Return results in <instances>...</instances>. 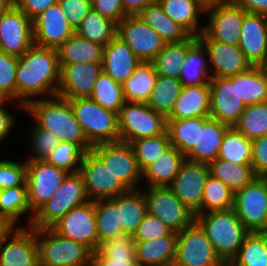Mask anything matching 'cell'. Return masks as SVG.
Returning a JSON list of instances; mask_svg holds the SVG:
<instances>
[{
	"label": "cell",
	"mask_w": 267,
	"mask_h": 266,
	"mask_svg": "<svg viewBox=\"0 0 267 266\" xmlns=\"http://www.w3.org/2000/svg\"><path fill=\"white\" fill-rule=\"evenodd\" d=\"M91 3L93 10L117 24L127 16L121 0H91Z\"/></svg>",
	"instance_id": "cell-58"
},
{
	"label": "cell",
	"mask_w": 267,
	"mask_h": 266,
	"mask_svg": "<svg viewBox=\"0 0 267 266\" xmlns=\"http://www.w3.org/2000/svg\"><path fill=\"white\" fill-rule=\"evenodd\" d=\"M59 0H14V4L31 20Z\"/></svg>",
	"instance_id": "cell-59"
},
{
	"label": "cell",
	"mask_w": 267,
	"mask_h": 266,
	"mask_svg": "<svg viewBox=\"0 0 267 266\" xmlns=\"http://www.w3.org/2000/svg\"><path fill=\"white\" fill-rule=\"evenodd\" d=\"M209 175L210 168L208 163L185 160L169 186L177 198L195 216L201 214L203 188Z\"/></svg>",
	"instance_id": "cell-16"
},
{
	"label": "cell",
	"mask_w": 267,
	"mask_h": 266,
	"mask_svg": "<svg viewBox=\"0 0 267 266\" xmlns=\"http://www.w3.org/2000/svg\"><path fill=\"white\" fill-rule=\"evenodd\" d=\"M238 47L252 66L267 59V16L244 11Z\"/></svg>",
	"instance_id": "cell-24"
},
{
	"label": "cell",
	"mask_w": 267,
	"mask_h": 266,
	"mask_svg": "<svg viewBox=\"0 0 267 266\" xmlns=\"http://www.w3.org/2000/svg\"><path fill=\"white\" fill-rule=\"evenodd\" d=\"M39 266H92V251L58 235L51 228L36 229Z\"/></svg>",
	"instance_id": "cell-6"
},
{
	"label": "cell",
	"mask_w": 267,
	"mask_h": 266,
	"mask_svg": "<svg viewBox=\"0 0 267 266\" xmlns=\"http://www.w3.org/2000/svg\"><path fill=\"white\" fill-rule=\"evenodd\" d=\"M210 175L219 179L232 192L243 189L255 178L252 165H240L222 159H216L209 163Z\"/></svg>",
	"instance_id": "cell-41"
},
{
	"label": "cell",
	"mask_w": 267,
	"mask_h": 266,
	"mask_svg": "<svg viewBox=\"0 0 267 266\" xmlns=\"http://www.w3.org/2000/svg\"><path fill=\"white\" fill-rule=\"evenodd\" d=\"M252 166L256 177L267 178V136L252 141Z\"/></svg>",
	"instance_id": "cell-57"
},
{
	"label": "cell",
	"mask_w": 267,
	"mask_h": 266,
	"mask_svg": "<svg viewBox=\"0 0 267 266\" xmlns=\"http://www.w3.org/2000/svg\"><path fill=\"white\" fill-rule=\"evenodd\" d=\"M262 69L265 72V75L267 76V59L265 60V62L261 65Z\"/></svg>",
	"instance_id": "cell-66"
},
{
	"label": "cell",
	"mask_w": 267,
	"mask_h": 266,
	"mask_svg": "<svg viewBox=\"0 0 267 266\" xmlns=\"http://www.w3.org/2000/svg\"><path fill=\"white\" fill-rule=\"evenodd\" d=\"M186 157L171 146L142 171V179L151 186H170Z\"/></svg>",
	"instance_id": "cell-30"
},
{
	"label": "cell",
	"mask_w": 267,
	"mask_h": 266,
	"mask_svg": "<svg viewBox=\"0 0 267 266\" xmlns=\"http://www.w3.org/2000/svg\"><path fill=\"white\" fill-rule=\"evenodd\" d=\"M157 76L152 62H141L122 84L125 102L147 103Z\"/></svg>",
	"instance_id": "cell-36"
},
{
	"label": "cell",
	"mask_w": 267,
	"mask_h": 266,
	"mask_svg": "<svg viewBox=\"0 0 267 266\" xmlns=\"http://www.w3.org/2000/svg\"><path fill=\"white\" fill-rule=\"evenodd\" d=\"M89 98L116 113H119L125 103L122 84L113 80L104 71L99 74Z\"/></svg>",
	"instance_id": "cell-47"
},
{
	"label": "cell",
	"mask_w": 267,
	"mask_h": 266,
	"mask_svg": "<svg viewBox=\"0 0 267 266\" xmlns=\"http://www.w3.org/2000/svg\"><path fill=\"white\" fill-rule=\"evenodd\" d=\"M208 16L203 32L212 40L238 46L244 19V10L234 1L205 11Z\"/></svg>",
	"instance_id": "cell-19"
},
{
	"label": "cell",
	"mask_w": 267,
	"mask_h": 266,
	"mask_svg": "<svg viewBox=\"0 0 267 266\" xmlns=\"http://www.w3.org/2000/svg\"><path fill=\"white\" fill-rule=\"evenodd\" d=\"M124 12L127 15H138L148 4L150 0H121Z\"/></svg>",
	"instance_id": "cell-62"
},
{
	"label": "cell",
	"mask_w": 267,
	"mask_h": 266,
	"mask_svg": "<svg viewBox=\"0 0 267 266\" xmlns=\"http://www.w3.org/2000/svg\"><path fill=\"white\" fill-rule=\"evenodd\" d=\"M233 209L250 232H267V178L256 177L237 191Z\"/></svg>",
	"instance_id": "cell-10"
},
{
	"label": "cell",
	"mask_w": 267,
	"mask_h": 266,
	"mask_svg": "<svg viewBox=\"0 0 267 266\" xmlns=\"http://www.w3.org/2000/svg\"><path fill=\"white\" fill-rule=\"evenodd\" d=\"M171 232L161 220L147 213L132 237L134 241H149L167 236Z\"/></svg>",
	"instance_id": "cell-55"
},
{
	"label": "cell",
	"mask_w": 267,
	"mask_h": 266,
	"mask_svg": "<svg viewBox=\"0 0 267 266\" xmlns=\"http://www.w3.org/2000/svg\"><path fill=\"white\" fill-rule=\"evenodd\" d=\"M234 194L219 179L209 175L203 188L201 214L232 209Z\"/></svg>",
	"instance_id": "cell-48"
},
{
	"label": "cell",
	"mask_w": 267,
	"mask_h": 266,
	"mask_svg": "<svg viewBox=\"0 0 267 266\" xmlns=\"http://www.w3.org/2000/svg\"><path fill=\"white\" fill-rule=\"evenodd\" d=\"M234 127L251 141L267 136V102L246 106Z\"/></svg>",
	"instance_id": "cell-49"
},
{
	"label": "cell",
	"mask_w": 267,
	"mask_h": 266,
	"mask_svg": "<svg viewBox=\"0 0 267 266\" xmlns=\"http://www.w3.org/2000/svg\"><path fill=\"white\" fill-rule=\"evenodd\" d=\"M217 159L240 165H252V141L234 126L229 127L224 134Z\"/></svg>",
	"instance_id": "cell-44"
},
{
	"label": "cell",
	"mask_w": 267,
	"mask_h": 266,
	"mask_svg": "<svg viewBox=\"0 0 267 266\" xmlns=\"http://www.w3.org/2000/svg\"><path fill=\"white\" fill-rule=\"evenodd\" d=\"M210 117H191L186 119L167 120V131L171 146L186 156L198 145L199 126Z\"/></svg>",
	"instance_id": "cell-38"
},
{
	"label": "cell",
	"mask_w": 267,
	"mask_h": 266,
	"mask_svg": "<svg viewBox=\"0 0 267 266\" xmlns=\"http://www.w3.org/2000/svg\"><path fill=\"white\" fill-rule=\"evenodd\" d=\"M197 39L206 48L212 78L234 76L252 67L238 46L214 41L204 32Z\"/></svg>",
	"instance_id": "cell-20"
},
{
	"label": "cell",
	"mask_w": 267,
	"mask_h": 266,
	"mask_svg": "<svg viewBox=\"0 0 267 266\" xmlns=\"http://www.w3.org/2000/svg\"><path fill=\"white\" fill-rule=\"evenodd\" d=\"M95 219L98 231V248L111 238L125 235L119 217V195L111 199L95 200Z\"/></svg>",
	"instance_id": "cell-37"
},
{
	"label": "cell",
	"mask_w": 267,
	"mask_h": 266,
	"mask_svg": "<svg viewBox=\"0 0 267 266\" xmlns=\"http://www.w3.org/2000/svg\"><path fill=\"white\" fill-rule=\"evenodd\" d=\"M141 188L119 195V217L125 234L133 236L147 214V203Z\"/></svg>",
	"instance_id": "cell-40"
},
{
	"label": "cell",
	"mask_w": 267,
	"mask_h": 266,
	"mask_svg": "<svg viewBox=\"0 0 267 266\" xmlns=\"http://www.w3.org/2000/svg\"><path fill=\"white\" fill-rule=\"evenodd\" d=\"M33 45V21L14 4L0 16V50L19 57Z\"/></svg>",
	"instance_id": "cell-17"
},
{
	"label": "cell",
	"mask_w": 267,
	"mask_h": 266,
	"mask_svg": "<svg viewBox=\"0 0 267 266\" xmlns=\"http://www.w3.org/2000/svg\"><path fill=\"white\" fill-rule=\"evenodd\" d=\"M141 63L131 48L117 35L104 47L102 70L123 84Z\"/></svg>",
	"instance_id": "cell-25"
},
{
	"label": "cell",
	"mask_w": 267,
	"mask_h": 266,
	"mask_svg": "<svg viewBox=\"0 0 267 266\" xmlns=\"http://www.w3.org/2000/svg\"><path fill=\"white\" fill-rule=\"evenodd\" d=\"M57 96L65 99L90 97L102 70V63L60 64Z\"/></svg>",
	"instance_id": "cell-23"
},
{
	"label": "cell",
	"mask_w": 267,
	"mask_h": 266,
	"mask_svg": "<svg viewBox=\"0 0 267 266\" xmlns=\"http://www.w3.org/2000/svg\"><path fill=\"white\" fill-rule=\"evenodd\" d=\"M220 259L228 265L250 231L242 224L234 209L196 215Z\"/></svg>",
	"instance_id": "cell-3"
},
{
	"label": "cell",
	"mask_w": 267,
	"mask_h": 266,
	"mask_svg": "<svg viewBox=\"0 0 267 266\" xmlns=\"http://www.w3.org/2000/svg\"><path fill=\"white\" fill-rule=\"evenodd\" d=\"M34 45L57 49L75 34L59 2L52 4L33 20Z\"/></svg>",
	"instance_id": "cell-22"
},
{
	"label": "cell",
	"mask_w": 267,
	"mask_h": 266,
	"mask_svg": "<svg viewBox=\"0 0 267 266\" xmlns=\"http://www.w3.org/2000/svg\"><path fill=\"white\" fill-rule=\"evenodd\" d=\"M65 18L74 30L81 24L83 18L92 9L91 0H59Z\"/></svg>",
	"instance_id": "cell-56"
},
{
	"label": "cell",
	"mask_w": 267,
	"mask_h": 266,
	"mask_svg": "<svg viewBox=\"0 0 267 266\" xmlns=\"http://www.w3.org/2000/svg\"><path fill=\"white\" fill-rule=\"evenodd\" d=\"M239 98L245 106L267 102V76L261 66H252L234 75Z\"/></svg>",
	"instance_id": "cell-34"
},
{
	"label": "cell",
	"mask_w": 267,
	"mask_h": 266,
	"mask_svg": "<svg viewBox=\"0 0 267 266\" xmlns=\"http://www.w3.org/2000/svg\"><path fill=\"white\" fill-rule=\"evenodd\" d=\"M159 5L164 13L181 26L190 36L198 37L204 30L200 26V15L205 10L196 0H160Z\"/></svg>",
	"instance_id": "cell-31"
},
{
	"label": "cell",
	"mask_w": 267,
	"mask_h": 266,
	"mask_svg": "<svg viewBox=\"0 0 267 266\" xmlns=\"http://www.w3.org/2000/svg\"><path fill=\"white\" fill-rule=\"evenodd\" d=\"M177 247V233L162 238L135 241L136 260L140 266H173Z\"/></svg>",
	"instance_id": "cell-29"
},
{
	"label": "cell",
	"mask_w": 267,
	"mask_h": 266,
	"mask_svg": "<svg viewBox=\"0 0 267 266\" xmlns=\"http://www.w3.org/2000/svg\"><path fill=\"white\" fill-rule=\"evenodd\" d=\"M130 145L141 171L171 147L168 131L161 135L136 139Z\"/></svg>",
	"instance_id": "cell-50"
},
{
	"label": "cell",
	"mask_w": 267,
	"mask_h": 266,
	"mask_svg": "<svg viewBox=\"0 0 267 266\" xmlns=\"http://www.w3.org/2000/svg\"><path fill=\"white\" fill-rule=\"evenodd\" d=\"M147 213L157 217L173 232L179 233L196 221L190 211L169 186H151L143 189Z\"/></svg>",
	"instance_id": "cell-8"
},
{
	"label": "cell",
	"mask_w": 267,
	"mask_h": 266,
	"mask_svg": "<svg viewBox=\"0 0 267 266\" xmlns=\"http://www.w3.org/2000/svg\"><path fill=\"white\" fill-rule=\"evenodd\" d=\"M69 101L91 146L120 141L118 113L103 108L89 97L73 98Z\"/></svg>",
	"instance_id": "cell-4"
},
{
	"label": "cell",
	"mask_w": 267,
	"mask_h": 266,
	"mask_svg": "<svg viewBox=\"0 0 267 266\" xmlns=\"http://www.w3.org/2000/svg\"><path fill=\"white\" fill-rule=\"evenodd\" d=\"M79 172L90 201L111 199L128 191L92 150L84 154Z\"/></svg>",
	"instance_id": "cell-15"
},
{
	"label": "cell",
	"mask_w": 267,
	"mask_h": 266,
	"mask_svg": "<svg viewBox=\"0 0 267 266\" xmlns=\"http://www.w3.org/2000/svg\"><path fill=\"white\" fill-rule=\"evenodd\" d=\"M91 150L128 190L139 189L142 171L129 143L123 141L101 143L92 146Z\"/></svg>",
	"instance_id": "cell-11"
},
{
	"label": "cell",
	"mask_w": 267,
	"mask_h": 266,
	"mask_svg": "<svg viewBox=\"0 0 267 266\" xmlns=\"http://www.w3.org/2000/svg\"><path fill=\"white\" fill-rule=\"evenodd\" d=\"M206 55V48L199 40L187 50L179 76L183 86L209 85L212 75Z\"/></svg>",
	"instance_id": "cell-32"
},
{
	"label": "cell",
	"mask_w": 267,
	"mask_h": 266,
	"mask_svg": "<svg viewBox=\"0 0 267 266\" xmlns=\"http://www.w3.org/2000/svg\"><path fill=\"white\" fill-rule=\"evenodd\" d=\"M209 85L210 117L230 127L234 126L246 106L238 96L237 83H233V76L211 78Z\"/></svg>",
	"instance_id": "cell-21"
},
{
	"label": "cell",
	"mask_w": 267,
	"mask_h": 266,
	"mask_svg": "<svg viewBox=\"0 0 267 266\" xmlns=\"http://www.w3.org/2000/svg\"><path fill=\"white\" fill-rule=\"evenodd\" d=\"M120 141L131 143L164 134L167 118L150 108L147 103L125 102L118 113Z\"/></svg>",
	"instance_id": "cell-7"
},
{
	"label": "cell",
	"mask_w": 267,
	"mask_h": 266,
	"mask_svg": "<svg viewBox=\"0 0 267 266\" xmlns=\"http://www.w3.org/2000/svg\"><path fill=\"white\" fill-rule=\"evenodd\" d=\"M8 100H0V142L5 140L9 134H11V130L13 129V125H15L16 119L14 115L9 113L4 107L5 103Z\"/></svg>",
	"instance_id": "cell-60"
},
{
	"label": "cell",
	"mask_w": 267,
	"mask_h": 266,
	"mask_svg": "<svg viewBox=\"0 0 267 266\" xmlns=\"http://www.w3.org/2000/svg\"><path fill=\"white\" fill-rule=\"evenodd\" d=\"M75 34L105 47L117 35V23L91 9L76 28Z\"/></svg>",
	"instance_id": "cell-42"
},
{
	"label": "cell",
	"mask_w": 267,
	"mask_h": 266,
	"mask_svg": "<svg viewBox=\"0 0 267 266\" xmlns=\"http://www.w3.org/2000/svg\"><path fill=\"white\" fill-rule=\"evenodd\" d=\"M30 138V148L32 154L27 158L29 160H45L50 152L56 147L60 142L59 138L55 133L49 132L42 128H38L33 124L31 128Z\"/></svg>",
	"instance_id": "cell-53"
},
{
	"label": "cell",
	"mask_w": 267,
	"mask_h": 266,
	"mask_svg": "<svg viewBox=\"0 0 267 266\" xmlns=\"http://www.w3.org/2000/svg\"><path fill=\"white\" fill-rule=\"evenodd\" d=\"M197 40V37L189 36L182 42L166 43L164 48L152 61L156 74L179 80L181 68L186 59L187 50Z\"/></svg>",
	"instance_id": "cell-35"
},
{
	"label": "cell",
	"mask_w": 267,
	"mask_h": 266,
	"mask_svg": "<svg viewBox=\"0 0 267 266\" xmlns=\"http://www.w3.org/2000/svg\"><path fill=\"white\" fill-rule=\"evenodd\" d=\"M92 266H140L133 237L125 234L101 243L92 253Z\"/></svg>",
	"instance_id": "cell-26"
},
{
	"label": "cell",
	"mask_w": 267,
	"mask_h": 266,
	"mask_svg": "<svg viewBox=\"0 0 267 266\" xmlns=\"http://www.w3.org/2000/svg\"><path fill=\"white\" fill-rule=\"evenodd\" d=\"M245 12L267 16V0H234Z\"/></svg>",
	"instance_id": "cell-61"
},
{
	"label": "cell",
	"mask_w": 267,
	"mask_h": 266,
	"mask_svg": "<svg viewBox=\"0 0 267 266\" xmlns=\"http://www.w3.org/2000/svg\"><path fill=\"white\" fill-rule=\"evenodd\" d=\"M117 36L141 62H152L166 42L139 15H127L117 24Z\"/></svg>",
	"instance_id": "cell-14"
},
{
	"label": "cell",
	"mask_w": 267,
	"mask_h": 266,
	"mask_svg": "<svg viewBox=\"0 0 267 266\" xmlns=\"http://www.w3.org/2000/svg\"><path fill=\"white\" fill-rule=\"evenodd\" d=\"M23 111L34 118L36 127L55 133L60 141L78 144L85 152L92 149L68 99L57 95L37 99L28 103Z\"/></svg>",
	"instance_id": "cell-2"
},
{
	"label": "cell",
	"mask_w": 267,
	"mask_h": 266,
	"mask_svg": "<svg viewBox=\"0 0 267 266\" xmlns=\"http://www.w3.org/2000/svg\"><path fill=\"white\" fill-rule=\"evenodd\" d=\"M210 85L183 86L167 120L210 117Z\"/></svg>",
	"instance_id": "cell-27"
},
{
	"label": "cell",
	"mask_w": 267,
	"mask_h": 266,
	"mask_svg": "<svg viewBox=\"0 0 267 266\" xmlns=\"http://www.w3.org/2000/svg\"><path fill=\"white\" fill-rule=\"evenodd\" d=\"M141 19L154 29L166 43H178L190 35L176 22L170 19L159 3L151 2L139 14Z\"/></svg>",
	"instance_id": "cell-39"
},
{
	"label": "cell",
	"mask_w": 267,
	"mask_h": 266,
	"mask_svg": "<svg viewBox=\"0 0 267 266\" xmlns=\"http://www.w3.org/2000/svg\"><path fill=\"white\" fill-rule=\"evenodd\" d=\"M85 153L78 144L60 141L45 160L69 173H76L80 171Z\"/></svg>",
	"instance_id": "cell-51"
},
{
	"label": "cell",
	"mask_w": 267,
	"mask_h": 266,
	"mask_svg": "<svg viewBox=\"0 0 267 266\" xmlns=\"http://www.w3.org/2000/svg\"><path fill=\"white\" fill-rule=\"evenodd\" d=\"M196 1L205 11H207L208 9L227 3L230 0H196Z\"/></svg>",
	"instance_id": "cell-63"
},
{
	"label": "cell",
	"mask_w": 267,
	"mask_h": 266,
	"mask_svg": "<svg viewBox=\"0 0 267 266\" xmlns=\"http://www.w3.org/2000/svg\"><path fill=\"white\" fill-rule=\"evenodd\" d=\"M229 127L210 117L204 126H199L198 145L185 156L186 160L208 164L216 160L224 134Z\"/></svg>",
	"instance_id": "cell-28"
},
{
	"label": "cell",
	"mask_w": 267,
	"mask_h": 266,
	"mask_svg": "<svg viewBox=\"0 0 267 266\" xmlns=\"http://www.w3.org/2000/svg\"><path fill=\"white\" fill-rule=\"evenodd\" d=\"M150 1L151 2H157L158 3L160 0H150Z\"/></svg>",
	"instance_id": "cell-67"
},
{
	"label": "cell",
	"mask_w": 267,
	"mask_h": 266,
	"mask_svg": "<svg viewBox=\"0 0 267 266\" xmlns=\"http://www.w3.org/2000/svg\"><path fill=\"white\" fill-rule=\"evenodd\" d=\"M228 266H267V232H250Z\"/></svg>",
	"instance_id": "cell-45"
},
{
	"label": "cell",
	"mask_w": 267,
	"mask_h": 266,
	"mask_svg": "<svg viewBox=\"0 0 267 266\" xmlns=\"http://www.w3.org/2000/svg\"><path fill=\"white\" fill-rule=\"evenodd\" d=\"M90 201L85 191L84 178L80 172L69 173L56 193L35 213L30 227L51 228L72 208Z\"/></svg>",
	"instance_id": "cell-5"
},
{
	"label": "cell",
	"mask_w": 267,
	"mask_h": 266,
	"mask_svg": "<svg viewBox=\"0 0 267 266\" xmlns=\"http://www.w3.org/2000/svg\"><path fill=\"white\" fill-rule=\"evenodd\" d=\"M173 266H226L208 240L205 231L195 221L177 233Z\"/></svg>",
	"instance_id": "cell-9"
},
{
	"label": "cell",
	"mask_w": 267,
	"mask_h": 266,
	"mask_svg": "<svg viewBox=\"0 0 267 266\" xmlns=\"http://www.w3.org/2000/svg\"><path fill=\"white\" fill-rule=\"evenodd\" d=\"M29 211L27 227L30 226L34 213L28 204L27 185L0 190V216L16 227L19 218Z\"/></svg>",
	"instance_id": "cell-43"
},
{
	"label": "cell",
	"mask_w": 267,
	"mask_h": 266,
	"mask_svg": "<svg viewBox=\"0 0 267 266\" xmlns=\"http://www.w3.org/2000/svg\"><path fill=\"white\" fill-rule=\"evenodd\" d=\"M60 64L102 63L104 47L76 34L56 49Z\"/></svg>",
	"instance_id": "cell-33"
},
{
	"label": "cell",
	"mask_w": 267,
	"mask_h": 266,
	"mask_svg": "<svg viewBox=\"0 0 267 266\" xmlns=\"http://www.w3.org/2000/svg\"><path fill=\"white\" fill-rule=\"evenodd\" d=\"M14 226L10 224L4 217L0 216V242L11 231Z\"/></svg>",
	"instance_id": "cell-64"
},
{
	"label": "cell",
	"mask_w": 267,
	"mask_h": 266,
	"mask_svg": "<svg viewBox=\"0 0 267 266\" xmlns=\"http://www.w3.org/2000/svg\"><path fill=\"white\" fill-rule=\"evenodd\" d=\"M0 266H39L36 229L30 226L11 229L0 242Z\"/></svg>",
	"instance_id": "cell-18"
},
{
	"label": "cell",
	"mask_w": 267,
	"mask_h": 266,
	"mask_svg": "<svg viewBox=\"0 0 267 266\" xmlns=\"http://www.w3.org/2000/svg\"><path fill=\"white\" fill-rule=\"evenodd\" d=\"M60 63L56 49L33 45L18 57L16 69V100L19 107L31 101L57 95ZM47 97H46V96Z\"/></svg>",
	"instance_id": "cell-1"
},
{
	"label": "cell",
	"mask_w": 267,
	"mask_h": 266,
	"mask_svg": "<svg viewBox=\"0 0 267 266\" xmlns=\"http://www.w3.org/2000/svg\"><path fill=\"white\" fill-rule=\"evenodd\" d=\"M51 229L58 235L81 243L92 252L98 249V231L95 219V201L72 208Z\"/></svg>",
	"instance_id": "cell-13"
},
{
	"label": "cell",
	"mask_w": 267,
	"mask_h": 266,
	"mask_svg": "<svg viewBox=\"0 0 267 266\" xmlns=\"http://www.w3.org/2000/svg\"><path fill=\"white\" fill-rule=\"evenodd\" d=\"M182 87L180 80L158 75L147 105L167 117L172 112Z\"/></svg>",
	"instance_id": "cell-46"
},
{
	"label": "cell",
	"mask_w": 267,
	"mask_h": 266,
	"mask_svg": "<svg viewBox=\"0 0 267 266\" xmlns=\"http://www.w3.org/2000/svg\"><path fill=\"white\" fill-rule=\"evenodd\" d=\"M68 174L46 160L26 161L28 204L33 213L56 193Z\"/></svg>",
	"instance_id": "cell-12"
},
{
	"label": "cell",
	"mask_w": 267,
	"mask_h": 266,
	"mask_svg": "<svg viewBox=\"0 0 267 266\" xmlns=\"http://www.w3.org/2000/svg\"><path fill=\"white\" fill-rule=\"evenodd\" d=\"M26 184V161L0 160V190Z\"/></svg>",
	"instance_id": "cell-54"
},
{
	"label": "cell",
	"mask_w": 267,
	"mask_h": 266,
	"mask_svg": "<svg viewBox=\"0 0 267 266\" xmlns=\"http://www.w3.org/2000/svg\"><path fill=\"white\" fill-rule=\"evenodd\" d=\"M14 5V0H0V16Z\"/></svg>",
	"instance_id": "cell-65"
},
{
	"label": "cell",
	"mask_w": 267,
	"mask_h": 266,
	"mask_svg": "<svg viewBox=\"0 0 267 266\" xmlns=\"http://www.w3.org/2000/svg\"><path fill=\"white\" fill-rule=\"evenodd\" d=\"M18 57L0 50V100L16 101V69Z\"/></svg>",
	"instance_id": "cell-52"
}]
</instances>
